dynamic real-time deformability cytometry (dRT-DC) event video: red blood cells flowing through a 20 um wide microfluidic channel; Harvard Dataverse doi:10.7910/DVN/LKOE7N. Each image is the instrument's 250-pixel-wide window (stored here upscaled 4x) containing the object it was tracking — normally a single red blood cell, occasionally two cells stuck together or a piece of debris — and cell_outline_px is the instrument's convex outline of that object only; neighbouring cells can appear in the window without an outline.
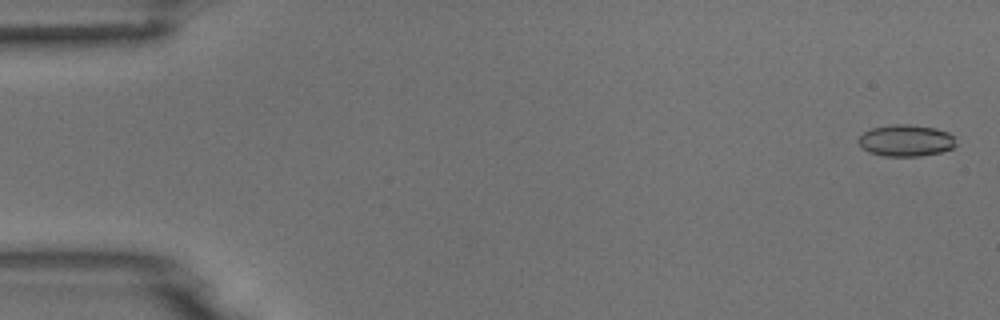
{"species": "common noctule bat (a hibernating species)", "species_latin": "Nyctalus noctula", "temperature_condition": "room temperature", "stored_images_in_passage": 54, "camera_frame_rate_fps": 3000, "um_per_image_px": 0.085, "animal": {"sex": "male", "body_mass_g": 18.8}, "frame": {"image": 1, "passage_image": 2, "time_ms": 0.333, "image_size_px": [1000, 320], "cell_outline_px": [[956, 144], [952, 148], [940, 152], [920, 156], [884, 156], [868, 152], [856, 140], [864, 132], [872, 128], [892, 124], [908, 124], [936, 128], [948, 132], [952, 136]], "centroid_in_image_um": [76.99, 11.94], "position_along_channel_um": 8.0, "area_um2": 17.92}}
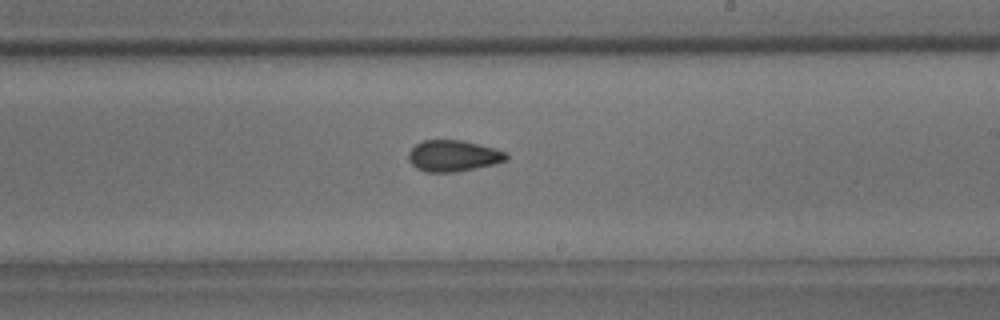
{"frame": {"image": 2, "passage_image": 32, "time_ms": 10.333, "image_size_px": [1000, 320], "cell_outline_px": [[508, 160], [496, 164], [456, 172], [424, 172], [416, 168], [408, 160], [408, 152], [416, 144], [424, 140], [460, 140], [496, 148], [508, 152]], "centroid_in_image_um": [38.55, 13.25], "position_along_channel_um": 250.4, "area_um2": 18.03}}
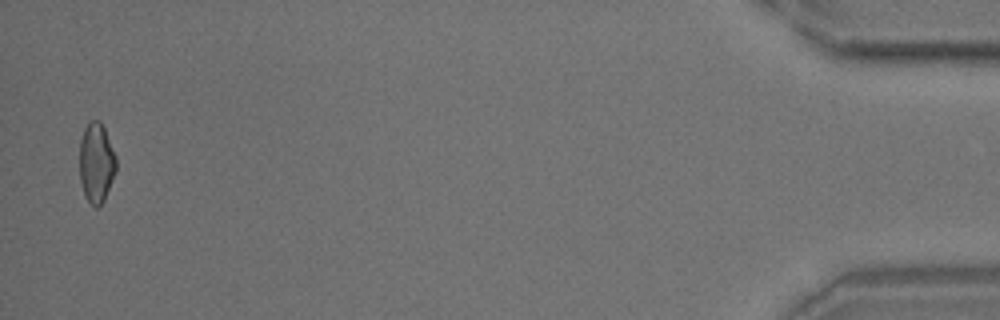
{"frame": {"image": 3, "passage_image": 53, "time_ms": 17.333, "image_size_px": [1000, 320], "cell_outline_px": [[116, 172], [104, 200], [96, 208], [88, 200], [84, 192], [80, 180], [80, 140], [84, 128], [88, 120], [100, 120], [104, 128], [116, 156]], "centroid_in_image_um": [8.19, 13.8], "position_along_channel_um": 427.0, "area_um2": 16.99}}